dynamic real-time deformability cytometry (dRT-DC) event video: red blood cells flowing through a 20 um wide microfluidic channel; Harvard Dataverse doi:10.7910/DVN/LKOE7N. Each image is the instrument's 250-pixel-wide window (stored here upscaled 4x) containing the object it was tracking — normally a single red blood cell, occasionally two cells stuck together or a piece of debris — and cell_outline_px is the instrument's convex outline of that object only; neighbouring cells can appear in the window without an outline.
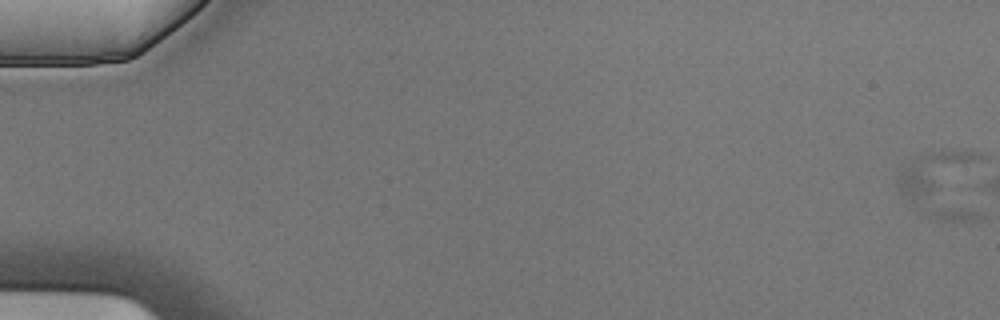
{"species": "Egyptian fruit bat (a non-hibernating species)", "species_latin": "Rousettus aegyptiacus", "temperature_condition": "cold", "stored_images_in_passage": 2, "camera_frame_rate_fps": 3000, "um_per_image_px": 0.085, "animal": {"sex": "male"}, "frame": {"image": 1, "passage_image": 1, "time_ms": 0.0, "image_size_px": [1000, 320], "cell_outline_px": [[980, 156], [928, 192], [912, 200], [900, 192], [896, 188], [896, 180], [912, 156], [932, 152], [980, 152]], "centroid_in_image_um": [79.14, 14.56], "position_along_channel_um": 5.9, "area_um2": 16.13}}